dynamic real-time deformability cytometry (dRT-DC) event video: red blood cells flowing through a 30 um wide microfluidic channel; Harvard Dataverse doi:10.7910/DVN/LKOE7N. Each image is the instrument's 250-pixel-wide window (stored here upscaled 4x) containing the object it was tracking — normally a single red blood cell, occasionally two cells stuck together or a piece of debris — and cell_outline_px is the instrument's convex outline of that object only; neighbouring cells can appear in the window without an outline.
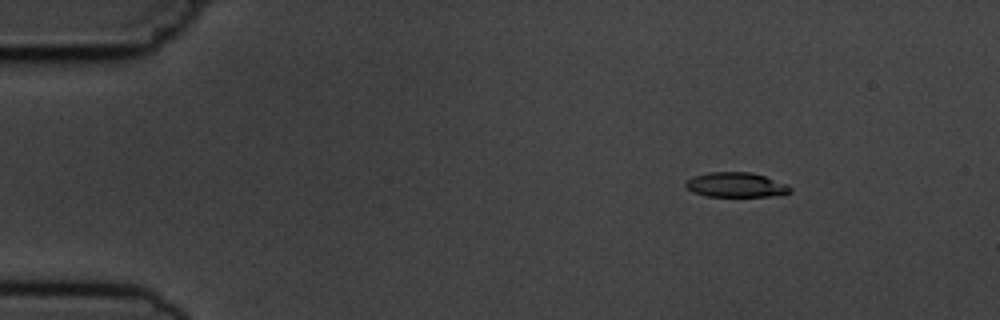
{"species": "common noctule bat (a hibernating species)", "species_latin": "Nyctalus noctula", "temperature_condition": "cold", "stored_images_in_passage": 5, "camera_frame_rate_fps": 3000, "um_per_image_px": 0.085, "animal": {"sex": "male", "body_mass_g": 19.5, "forearm_length_mm": 54.6}, "frame": {"image": 1, "passage_image": 3, "time_ms": 2.333, "image_size_px": [1000, 320], "cell_outline_px": [[792, 192], [780, 196], [704, 196], [692, 192], [684, 184], [688, 180], [696, 176], [708, 172], [752, 172], [788, 184], [792, 188]], "centroid_in_image_um": [62.61, 15.72], "position_along_channel_um": 22.4, "area_um2": 15.14}}
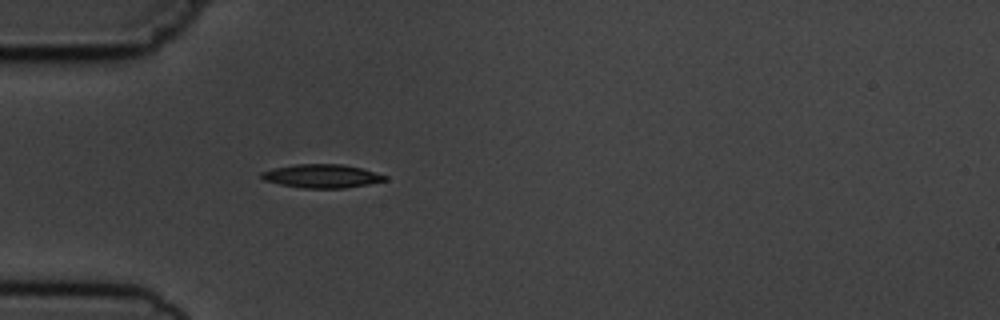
{"frame": {"image": 2, "passage_image": 5, "time_ms": 5.333, "image_size_px": [1000, 320], "cell_outline_px": [[388, 180], [368, 184], [344, 188], [304, 188], [280, 184], [264, 180], [260, 176], [260, 172], [272, 168], [296, 164], [340, 164], [360, 168], [388, 176]], "centroid_in_image_um": [27.34, 14.96], "position_along_channel_um": 57.7, "area_um2": 16.88}}